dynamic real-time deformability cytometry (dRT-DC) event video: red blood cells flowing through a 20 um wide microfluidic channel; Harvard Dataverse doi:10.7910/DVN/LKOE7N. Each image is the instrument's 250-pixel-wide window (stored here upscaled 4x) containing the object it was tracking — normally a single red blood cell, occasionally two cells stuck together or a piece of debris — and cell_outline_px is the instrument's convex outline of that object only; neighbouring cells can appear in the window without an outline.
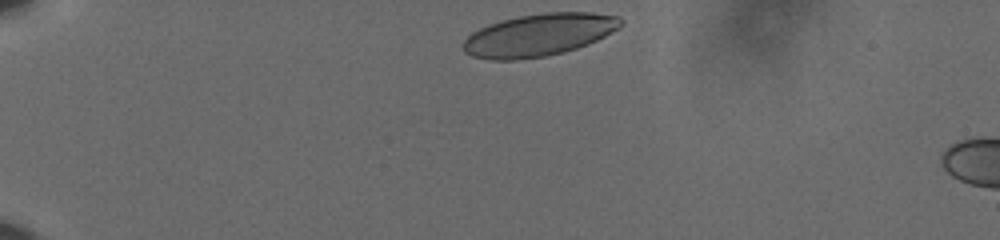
{"species": "human", "species_latin": "Homo sapiens", "temperature_condition": "cold", "stored_images_in_passage": 7, "camera_frame_rate_fps": 3000, "um_per_image_px": 0.085, "donor": {"sex": "male"}, "frame": {"image": 1, "passage_image": 1, "time_ms": 0.0, "image_size_px": [1000, 240], "cell_outline_px": [[624, 24], [620, 28], [588, 44], [564, 52], [544, 56], [516, 60], [488, 60], [472, 56], [464, 52], [464, 40], [472, 32], [488, 24], [500, 20], [520, 16], [544, 12], [592, 12], [620, 16], [624, 20]], "centroid_in_image_um": [45.83, 2.96], "position_along_channel_um": 39.2, "area_um2": 39.13}}